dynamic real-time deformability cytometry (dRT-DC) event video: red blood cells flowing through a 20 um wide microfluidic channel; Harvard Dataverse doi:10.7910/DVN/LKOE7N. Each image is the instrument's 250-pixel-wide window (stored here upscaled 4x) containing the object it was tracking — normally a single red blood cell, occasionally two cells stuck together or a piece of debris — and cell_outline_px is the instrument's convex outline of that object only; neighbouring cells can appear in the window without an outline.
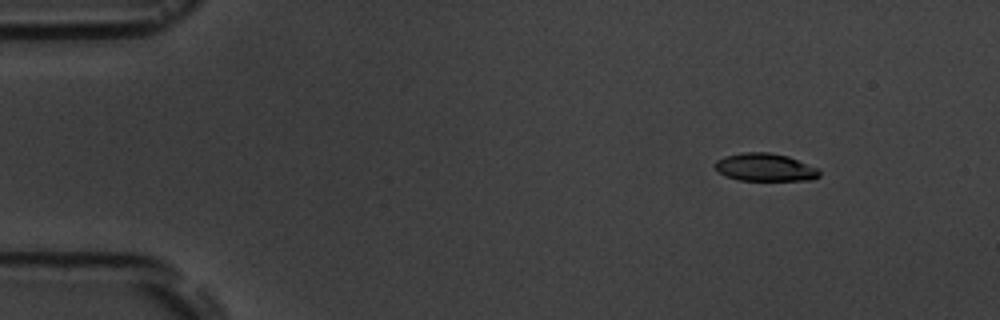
{"species": "common noctule bat (a hibernating species)", "species_latin": "Nyctalus noctula", "temperature_condition": "room temperature", "stored_images_in_passage": 5, "camera_frame_rate_fps": 3000, "um_per_image_px": 0.085, "animal": {"sex": "male", "body_mass_g": 19.5, "forearm_length_mm": 54.6}, "frame": {"image": 1, "passage_image": 1, "time_ms": 0.0, "image_size_px": [1000, 320], "cell_outline_px": [[820, 176], [812, 180], [740, 180], [724, 176], [716, 168], [716, 160], [724, 156], [744, 152], [768, 152], [788, 156], [820, 168]], "centroid_in_image_um": [65.07, 14.22], "position_along_channel_um": 19.9, "area_um2": 16.99}}
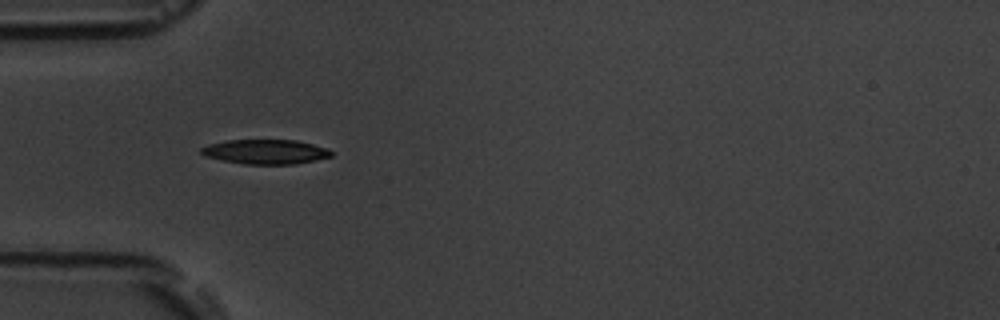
{"frame": {"image": 2, "passage_image": 4, "time_ms": 3.667, "image_size_px": [1000, 320], "cell_outline_px": [[332, 156], [316, 160], [296, 164], [244, 164], [204, 156], [200, 152], [200, 148], [208, 144], [228, 140], [296, 140], [328, 148], [332, 152]], "centroid_in_image_um": [22.57, 12.9], "position_along_channel_um": 62.4, "area_um2": 18.61}}
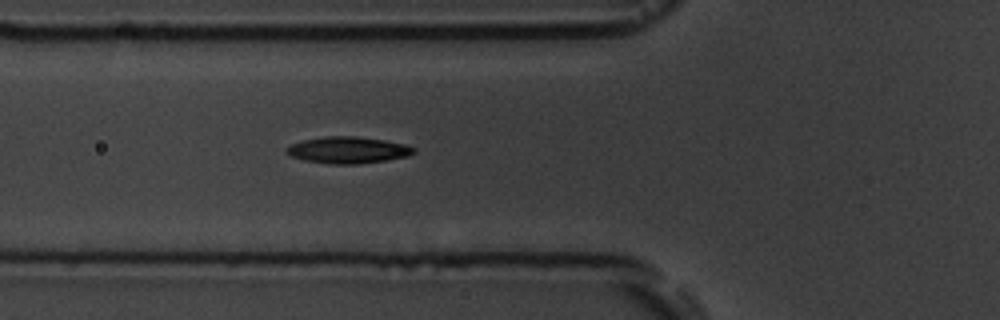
{"frame": {"image": 3, "passage_image": 5, "time_ms": 4.667, "image_size_px": [1000, 320], "cell_outline_px": [[416, 152], [408, 156], [388, 160], [356, 164], [328, 164], [304, 160], [292, 156], [284, 152], [284, 148], [300, 140], [324, 136], [356, 136], [384, 140], [404, 144], [416, 148]], "centroid_in_image_um": [29.55, 12.75], "position_along_channel_um": 96.2, "area_um2": 19.94}}